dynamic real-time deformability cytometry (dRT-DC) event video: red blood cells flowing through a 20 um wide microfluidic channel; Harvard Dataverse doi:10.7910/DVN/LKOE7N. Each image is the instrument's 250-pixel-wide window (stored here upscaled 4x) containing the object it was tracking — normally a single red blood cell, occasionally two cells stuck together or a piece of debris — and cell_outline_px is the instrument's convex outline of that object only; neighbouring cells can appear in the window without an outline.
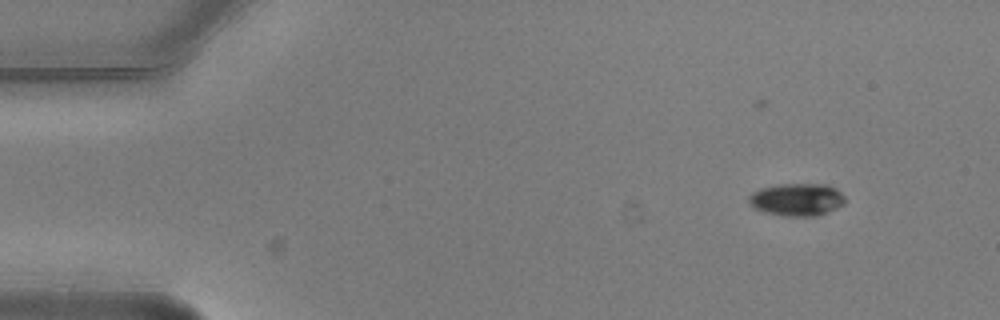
{"species": "common noctule bat (a hibernating species)", "species_latin": "Nyctalus noctula", "temperature_condition": "warm", "stored_images_in_passage": 4, "camera_frame_rate_fps": 3000, "um_per_image_px": 0.085, "animal": {"sex": "male", "body_mass_g": 20.5, "forearm_length_mm": 52.5}, "frame": {"image": 1, "passage_image": 1, "time_ms": 0.0, "image_size_px": [1000, 320], "cell_outline_px": [[844, 204], [828, 212], [816, 216], [780, 216], [764, 212], [752, 208], [748, 200], [748, 196], [752, 192], [760, 188], [780, 184], [824, 184], [836, 188], [844, 196]], "centroid_in_image_um": [67.7, 16.97], "position_along_channel_um": 17.3, "area_um2": 18.44}}
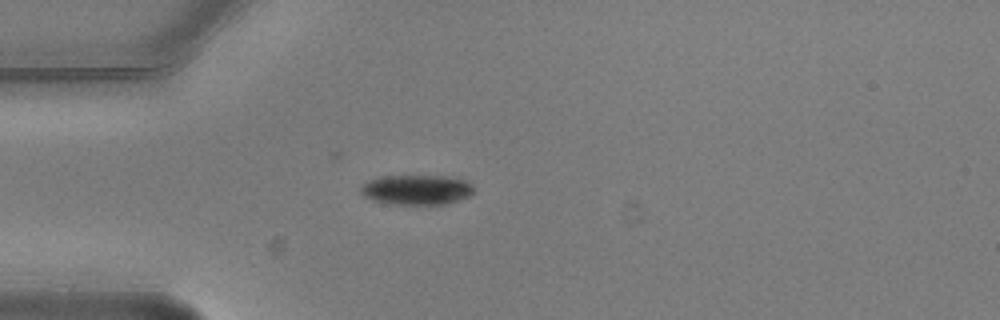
{"frame": {"image": 2, "passage_image": 3, "time_ms": 0.667, "image_size_px": [1000, 320], "cell_outline_px": [[472, 192], [468, 196], [460, 200], [444, 204], [392, 204], [372, 200], [364, 196], [360, 192], [360, 184], [368, 180], [380, 176], [444, 176], [464, 180], [472, 188]], "centroid_in_image_um": [35.32, 16.13], "position_along_channel_um": 49.7, "area_um2": 19.59}}